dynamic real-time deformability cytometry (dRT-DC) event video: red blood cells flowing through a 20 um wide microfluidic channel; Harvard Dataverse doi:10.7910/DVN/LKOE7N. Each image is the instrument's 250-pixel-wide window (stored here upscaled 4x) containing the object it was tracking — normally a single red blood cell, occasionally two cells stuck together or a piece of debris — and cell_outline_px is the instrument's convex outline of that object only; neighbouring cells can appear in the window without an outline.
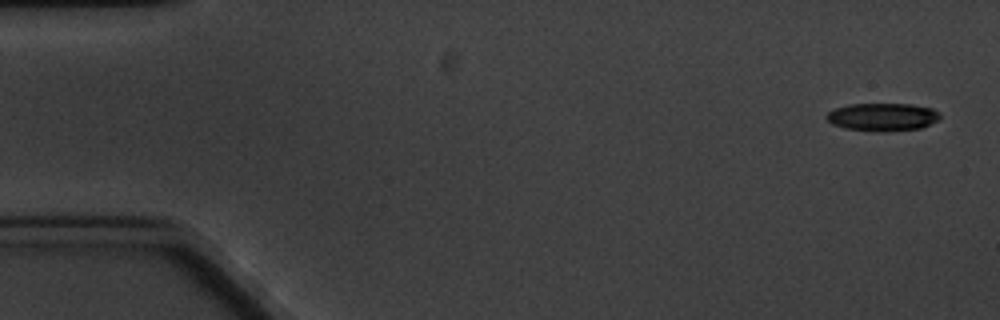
{"species": "common noctule bat (a hibernating species)", "species_latin": "Nyctalus noctula", "temperature_condition": "cold", "stored_images_in_passage": 3, "camera_frame_rate_fps": 3000, "um_per_image_px": 0.085, "animal": {"sex": "male", "body_mass_g": 20.1, "forearm_length_mm": 53.5}, "frame": {"image": 1, "passage_image": 1, "time_ms": 0.0, "image_size_px": [1000, 320], "cell_outline_px": [[940, 120], [920, 128], [876, 132], [844, 128], [832, 124], [824, 116], [828, 112], [836, 108], [848, 104], [912, 104], [932, 108], [940, 112]], "centroid_in_image_um": [75.02, 9.94], "position_along_channel_um": 10.0, "area_um2": 18.55}}